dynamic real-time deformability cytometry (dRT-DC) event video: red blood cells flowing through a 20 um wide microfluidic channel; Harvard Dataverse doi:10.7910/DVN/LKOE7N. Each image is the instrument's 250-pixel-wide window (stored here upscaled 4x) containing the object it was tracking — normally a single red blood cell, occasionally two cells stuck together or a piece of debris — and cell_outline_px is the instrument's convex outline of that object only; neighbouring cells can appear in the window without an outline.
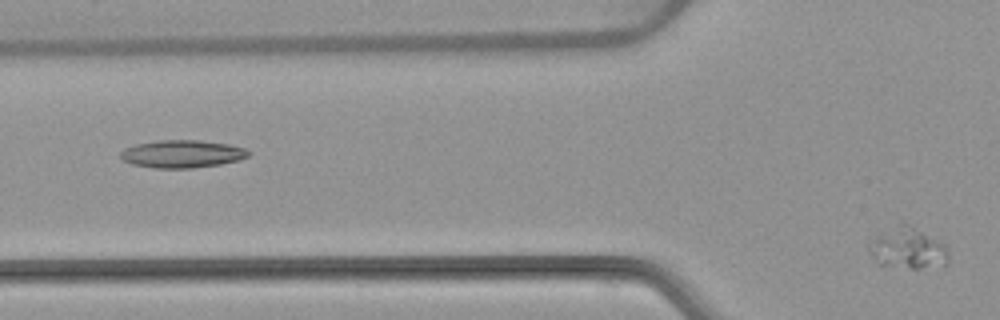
{"species": "common noctule bat (a hibernating species)", "species_latin": "Nyctalus noctula", "temperature_condition": "warm", "stored_images_in_passage": 6, "camera_frame_rate_fps": 3000, "um_per_image_px": 0.085, "animal": {"sex": "female", "body_mass_g": 22.7, "forearm_length_mm": 54.2}, "frame": {"image": 1, "passage_image": 6, "time_ms": 6.0, "image_size_px": [1000, 320], "cell_outline_px": [[948, 264], [920, 268], [912, 268], [876, 264], [868, 248], [868, 240], [900, 224], [908, 224], [916, 228], [936, 240], [944, 248], [948, 256]], "centroid_in_image_um": [77.09, 21.13], "position_along_channel_um": 48.7, "area_um2": 18.44}}